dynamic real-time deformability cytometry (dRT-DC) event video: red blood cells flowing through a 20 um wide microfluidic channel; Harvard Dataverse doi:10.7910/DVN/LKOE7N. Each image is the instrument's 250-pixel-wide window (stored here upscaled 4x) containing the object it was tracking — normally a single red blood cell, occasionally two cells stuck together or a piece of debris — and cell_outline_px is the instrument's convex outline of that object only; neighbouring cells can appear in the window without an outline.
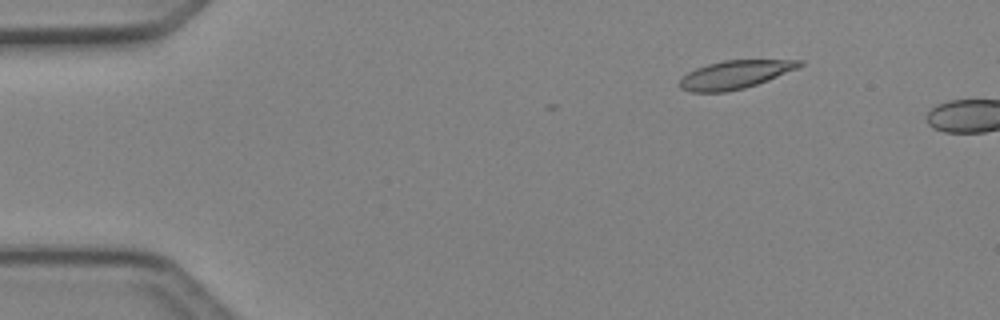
{"species": "Egyptian fruit bat (a non-hibernating species)", "species_latin": "Rousettus aegyptiacus", "temperature_condition": "cold", "stored_images_in_passage": 4, "camera_frame_rate_fps": 3000, "um_per_image_px": 0.085, "animal": {"sex": "female"}, "frame": {"image": 1, "passage_image": 2, "time_ms": 0.333, "image_size_px": [1000, 320], "cell_outline_px": [[804, 64], [796, 68], [768, 80], [744, 88], [728, 92], [692, 92], [680, 88], [680, 80], [688, 72], [696, 68], [708, 64], [724, 60], [804, 60]], "centroid_in_image_um": [62.46, 6.34], "position_along_channel_um": 22.5, "area_um2": 19.48}}